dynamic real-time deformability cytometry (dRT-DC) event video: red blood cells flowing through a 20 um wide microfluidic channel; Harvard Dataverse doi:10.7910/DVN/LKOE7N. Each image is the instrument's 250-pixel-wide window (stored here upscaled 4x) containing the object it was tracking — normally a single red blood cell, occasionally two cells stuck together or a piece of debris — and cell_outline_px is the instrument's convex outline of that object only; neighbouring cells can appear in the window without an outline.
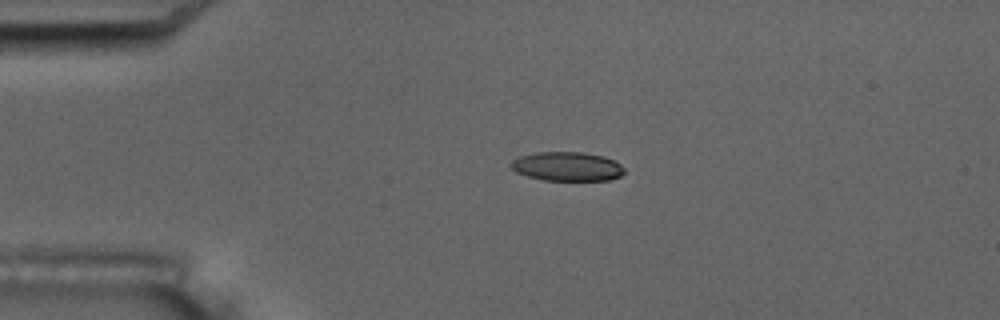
{"species": "common noctule bat (a hibernating species)", "species_latin": "Nyctalus noctula", "temperature_condition": "room temperature", "stored_images_in_passage": 6, "camera_frame_rate_fps": 3000, "um_per_image_px": 0.085, "animal": {"sex": "male", "body_mass_g": 17.5, "forearm_length_mm": 52.3}, "frame": {"image": 1, "passage_image": 4, "time_ms": 3.667, "image_size_px": [1000, 320], "cell_outline_px": [[624, 172], [620, 176], [608, 180], [544, 180], [528, 176], [516, 172], [508, 164], [512, 160], [520, 156], [536, 152], [584, 152], [604, 156], [620, 164], [624, 168]], "centroid_in_image_um": [48.19, 14.14], "position_along_channel_um": 36.8, "area_um2": 19.19}}